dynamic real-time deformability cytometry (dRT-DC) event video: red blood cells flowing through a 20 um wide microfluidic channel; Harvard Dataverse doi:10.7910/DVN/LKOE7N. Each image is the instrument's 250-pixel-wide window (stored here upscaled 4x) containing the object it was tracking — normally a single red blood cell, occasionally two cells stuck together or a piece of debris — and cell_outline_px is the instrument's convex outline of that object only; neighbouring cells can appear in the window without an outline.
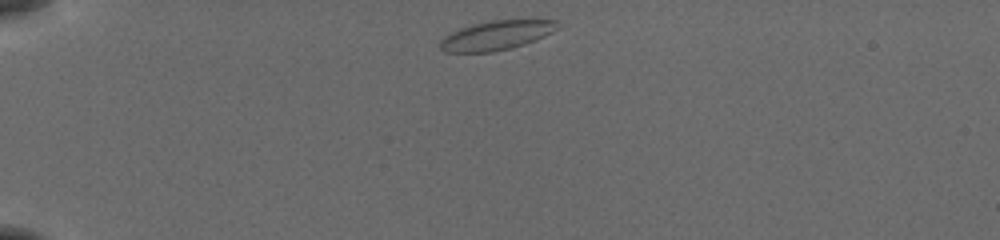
{"species": "common noctule bat (a hibernating species)", "species_latin": "Nyctalus noctula", "temperature_condition": "cold", "stored_images_in_passage": 41, "camera_frame_rate_fps": 3000, "um_per_image_px": 0.085, "animal": {"sex": "female", "body_mass_g": 19.5, "forearm_length_mm": 54.1}, "frame": {"image": 1, "passage_image": 1, "time_ms": 0.0, "image_size_px": [1000, 240], "cell_outline_px": [[560, 28], [536, 40], [512, 48], [492, 52], [444, 52], [440, 48], [440, 40], [444, 36], [460, 28], [472, 24], [492, 20], [556, 20]], "centroid_in_image_um": [42.19, 3.01], "position_along_channel_um": 42.8, "area_um2": 20.06}}
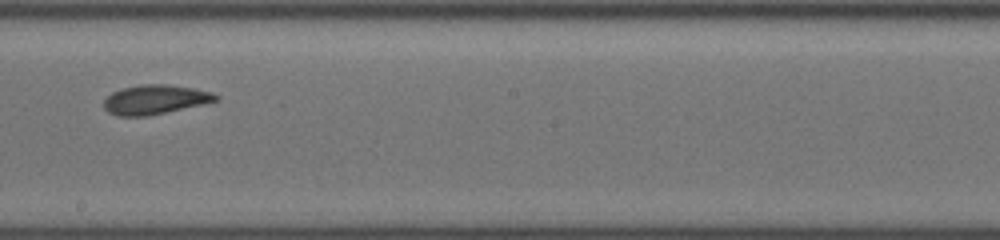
{"frame": {"image": 2, "passage_image": 20, "time_ms": 6.333, "image_size_px": [1000, 240], "cell_outline_px": [[220, 100], [164, 112], [144, 116], [120, 116], [108, 112], [104, 108], [104, 100], [112, 92], [120, 88], [140, 84], [168, 84], [196, 88], [212, 92], [220, 96]], "centroid_in_image_um": [13.19, 8.44], "position_along_channel_um": 235.0, "area_um2": 19.13}}
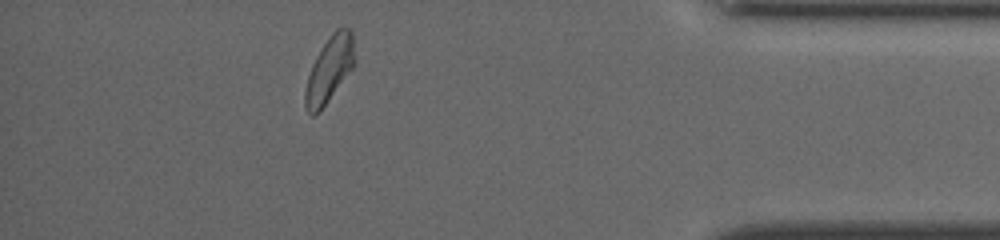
{"frame": {"image": 3, "passage_image": 36, "time_ms": 11.667, "image_size_px": [1000, 240], "cell_outline_px": [[356, 64], [320, 112], [312, 116], [308, 112], [304, 104], [304, 92], [308, 76], [312, 64], [316, 56], [328, 36], [336, 28], [344, 24], [352, 28], [356, 60]], "centroid_in_image_um": [28.04, 5.85], "position_along_channel_um": 407.2, "area_um2": 19.59}, "authors_computed_cell_mechanics": {"area_um2": 19.0162, "velocity_mm_per_s": 3.8434, "shape_relaxation_time_tau1_ms": 4.1, "shape_relaxation_time_tau2_ms": 3.3856, "deformation_change_tau1": 0.133, "deformation_change_tau2": 0.0843}}